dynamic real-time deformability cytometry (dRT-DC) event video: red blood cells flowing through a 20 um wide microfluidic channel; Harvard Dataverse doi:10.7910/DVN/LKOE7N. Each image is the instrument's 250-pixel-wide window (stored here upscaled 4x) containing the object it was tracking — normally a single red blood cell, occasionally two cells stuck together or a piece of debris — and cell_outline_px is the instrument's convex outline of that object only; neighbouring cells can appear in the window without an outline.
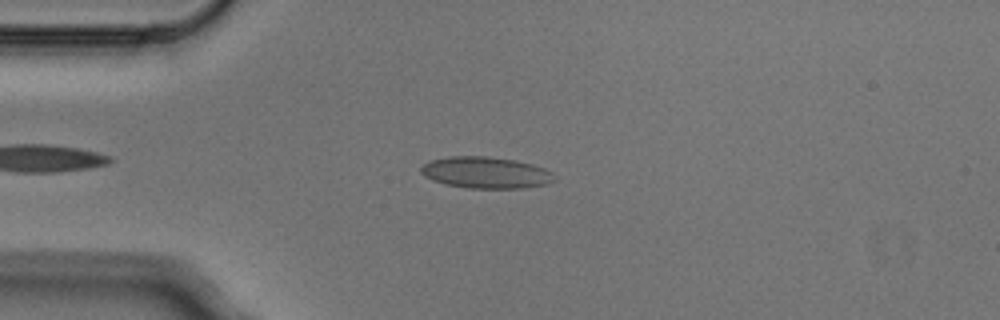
{"species": "Egyptian fruit bat (a non-hibernating species)", "species_latin": "Rousettus aegyptiacus", "temperature_condition": "cold", "stored_images_in_passage": 3, "camera_frame_rate_fps": 3000, "um_per_image_px": 0.085, "animal": {"sex": "male"}, "frame": {"image": 1, "passage_image": 3, "time_ms": 0.667, "image_size_px": [1000, 320], "cell_outline_px": [[556, 180], [548, 184], [520, 188], [468, 188], [444, 184], [432, 180], [424, 176], [420, 172], [420, 168], [428, 160], [448, 156], [484, 156], [512, 160], [532, 164], [544, 168], [552, 172], [556, 176]], "centroid_in_image_um": [41.27, 14.67], "position_along_channel_um": 43.7, "area_um2": 24.62}}